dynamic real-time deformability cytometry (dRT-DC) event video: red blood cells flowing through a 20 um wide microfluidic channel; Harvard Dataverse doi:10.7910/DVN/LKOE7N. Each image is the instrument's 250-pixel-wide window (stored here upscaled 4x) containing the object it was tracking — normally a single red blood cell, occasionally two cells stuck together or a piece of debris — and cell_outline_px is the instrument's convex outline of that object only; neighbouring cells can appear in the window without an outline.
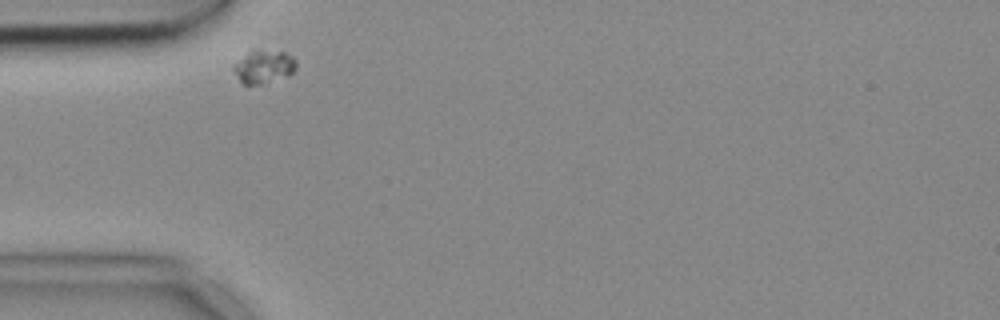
{"species": "common noctule bat (a hibernating species)", "species_latin": "Nyctalus noctula", "temperature_condition": "cold", "stored_images_in_passage": 3, "camera_frame_rate_fps": 3000, "um_per_image_px": 0.085, "animal": {"sex": "female", "body_mass_g": 18.4}, "frame": {"image": 1, "passage_image": 1, "time_ms": 0.0, "image_size_px": [1000, 320], "cell_outline_px": [[296, 68], [288, 76], [260, 84], [244, 84], [240, 80], [232, 68], [252, 48], [256, 48], [284, 52], [292, 56], [296, 60]], "centroid_in_image_um": [22.45, 5.63], "position_along_channel_um": 62.5, "area_um2": 12.02}}
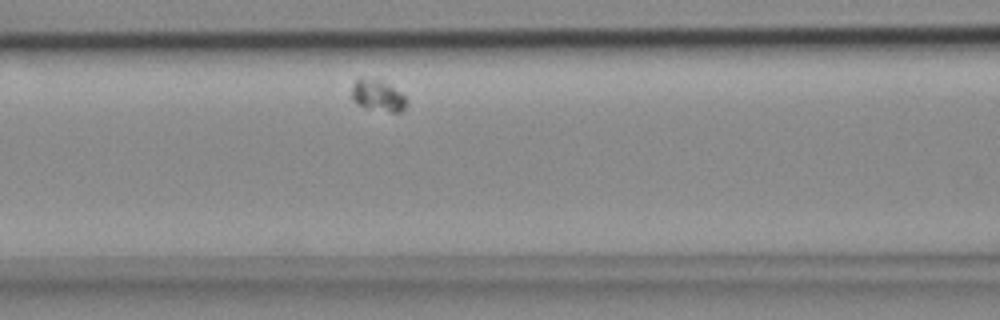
{"frame": {"image": 2, "passage_image": 3, "time_ms": 0.667, "image_size_px": [1000, 320], "cell_outline_px": [[408, 100], [404, 108], [400, 112], [392, 112], [364, 108], [356, 104], [352, 100], [352, 84], [360, 76], [380, 76], [400, 92]], "centroid_in_image_um": [32.08, 8.05], "position_along_channel_um": 134.5, "area_um2": 10.69}}